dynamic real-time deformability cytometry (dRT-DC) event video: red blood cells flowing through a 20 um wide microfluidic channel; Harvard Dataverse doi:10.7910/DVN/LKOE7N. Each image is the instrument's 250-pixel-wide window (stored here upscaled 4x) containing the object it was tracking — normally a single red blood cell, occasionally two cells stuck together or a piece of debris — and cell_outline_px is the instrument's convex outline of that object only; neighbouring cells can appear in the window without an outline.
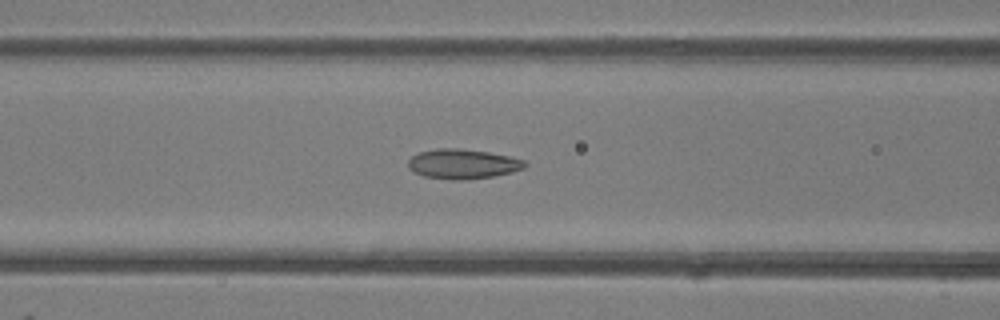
{"species": "common noctule bat (a hibernating species)", "species_latin": "Nyctalus noctula", "temperature_condition": "room temperature", "stored_images_in_passage": 49, "camera_frame_rate_fps": 3000, "um_per_image_px": 0.085, "animal": {"sex": "female"}, "frame": {"image": 1, "passage_image": 20, "time_ms": 6.333, "image_size_px": [1000, 320], "cell_outline_px": [[528, 164], [524, 168], [512, 172], [496, 176], [464, 180], [452, 180], [424, 176], [408, 168], [408, 160], [412, 156], [420, 152], [436, 148], [460, 148], [488, 152], [508, 156], [524, 160]], "centroid_in_image_um": [39.35, 13.94], "position_along_channel_um": 127.3, "area_um2": 20.29}}
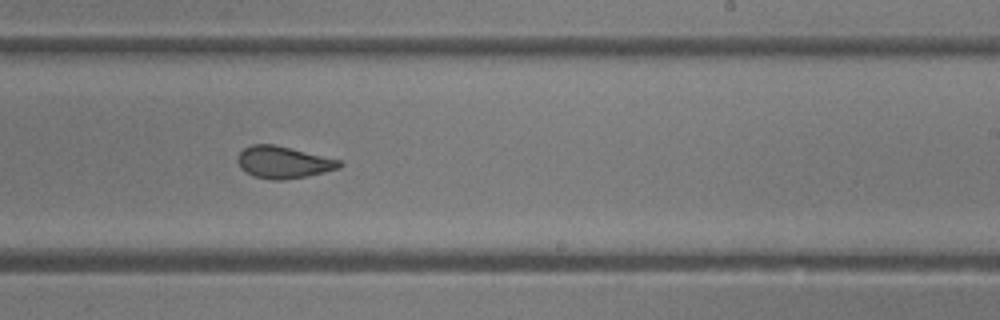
{"frame": {"image": 2, "passage_image": 30, "time_ms": 9.667, "image_size_px": [1000, 320], "cell_outline_px": [[344, 164], [340, 168], [308, 176], [280, 180], [272, 180], [256, 176], [240, 168], [236, 160], [240, 152], [244, 148], [252, 144], [272, 144], [340, 160]], "centroid_in_image_um": [24.08, 13.8], "position_along_channel_um": 264.9, "area_um2": 18.73}}
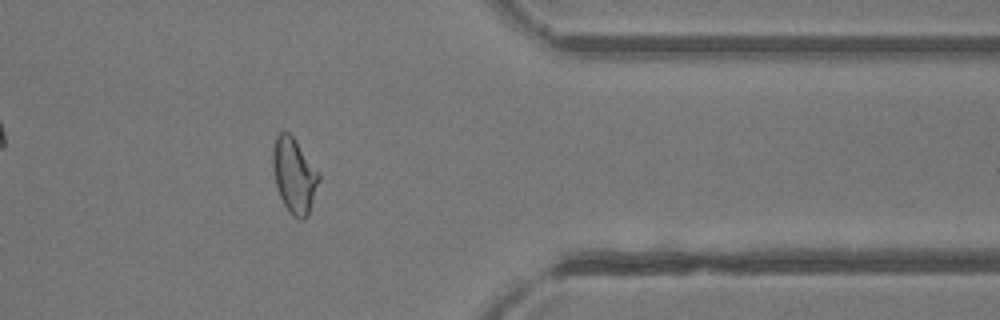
{"frame": {"image": 3, "passage_image": 40, "time_ms": 13.0, "image_size_px": [1000, 320], "cell_outline_px": [[320, 180], [308, 216], [304, 220], [300, 220], [292, 216], [284, 204], [280, 196], [276, 184], [272, 168], [272, 152], [276, 136], [284, 128], [292, 136], [320, 172]], "centroid_in_image_um": [25.02, 14.91], "position_along_channel_um": 386.4, "area_um2": 20.35}, "authors_computed_cell_mechanics": {"area_um2": 20.808, "velocity_mm_per_s": 4.1386, "shape_relaxation_time_tau1_ms": null, "shape_relaxation_time_tau2_ms": 1.2768, "deformation_change_tau1": null, "deformation_change_tau2": 0.069}}